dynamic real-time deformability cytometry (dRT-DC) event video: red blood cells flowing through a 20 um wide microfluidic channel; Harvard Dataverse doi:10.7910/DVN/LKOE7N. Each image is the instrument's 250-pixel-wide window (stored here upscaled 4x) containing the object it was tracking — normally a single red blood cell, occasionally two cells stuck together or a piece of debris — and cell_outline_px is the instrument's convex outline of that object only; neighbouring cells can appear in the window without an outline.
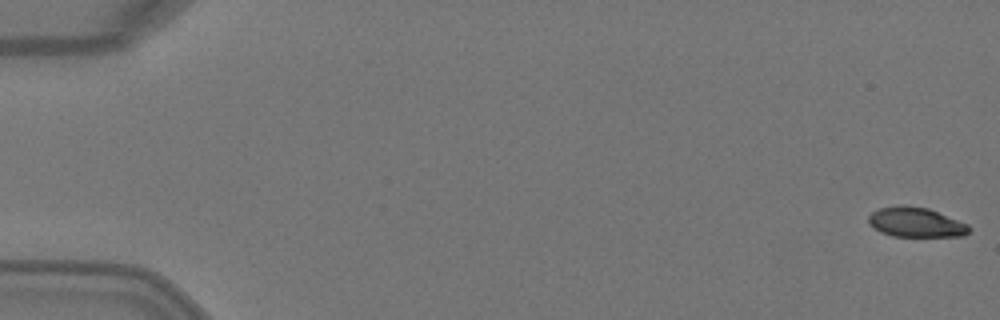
{"species": "Egyptian fruit bat (a non-hibernating species)", "species_latin": "Rousettus aegyptiacus", "temperature_condition": "warm", "stored_images_in_passage": 6, "camera_frame_rate_fps": 3000, "um_per_image_px": 0.085, "animal": {"sex": "female"}, "frame": {"image": 1, "passage_image": 1, "time_ms": 0.0, "image_size_px": [1000, 320], "cell_outline_px": [[972, 228], [964, 236], [892, 236], [880, 232], [872, 228], [868, 224], [868, 216], [872, 212], [880, 208], [896, 204], [904, 204], [928, 208], [968, 224]], "centroid_in_image_um": [77.81, 18.88], "position_along_channel_um": 7.2, "area_um2": 17.69}}
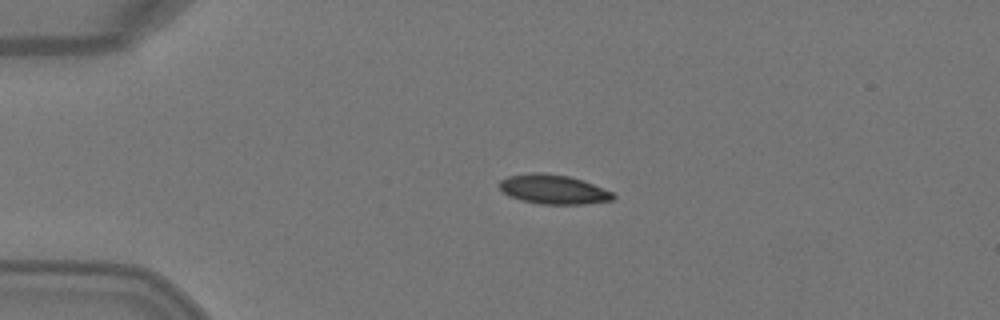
{"frame": {"image": 2, "passage_image": 4, "time_ms": 1.0, "image_size_px": [1000, 320], "cell_outline_px": [[616, 196], [612, 200], [584, 204], [540, 204], [508, 196], [500, 188], [500, 180], [508, 176], [532, 172], [544, 172], [568, 176], [584, 180], [612, 192]], "centroid_in_image_um": [47.04, 16.08], "position_along_channel_um": 38.0, "area_um2": 19.42}}